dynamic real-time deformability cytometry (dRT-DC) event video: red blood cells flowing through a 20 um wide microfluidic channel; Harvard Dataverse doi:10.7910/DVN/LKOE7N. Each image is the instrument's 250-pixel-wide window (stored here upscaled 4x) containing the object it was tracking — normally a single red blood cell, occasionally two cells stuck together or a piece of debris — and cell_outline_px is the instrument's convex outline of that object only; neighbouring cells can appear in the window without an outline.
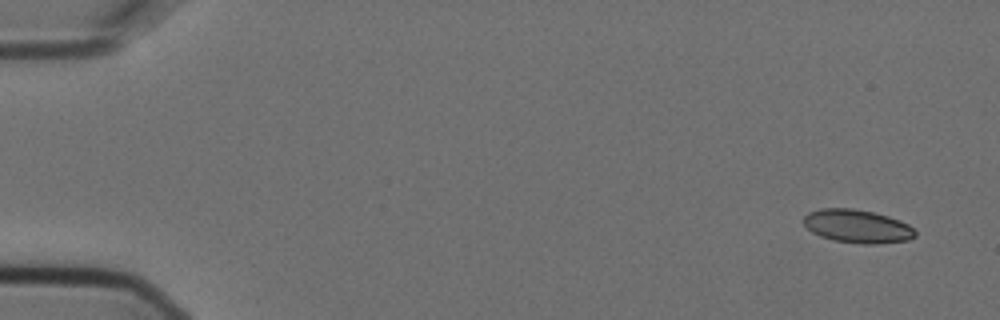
{"species": "Egyptian fruit bat (a non-hibernating species)", "species_latin": "Rousettus aegyptiacus", "temperature_condition": "cold", "stored_images_in_passage": 5, "camera_frame_rate_fps": 3000, "um_per_image_px": 0.085, "animal": {"sex": "female"}, "frame": {"image": 1, "passage_image": 1, "time_ms": 0.0, "image_size_px": [1000, 320], "cell_outline_px": [[916, 236], [908, 240], [876, 244], [860, 244], [832, 240], [820, 236], [812, 232], [804, 224], [804, 216], [808, 212], [820, 208], [852, 208], [872, 212], [888, 216], [900, 220], [908, 224], [916, 232]], "centroid_in_image_um": [72.86, 19.23], "position_along_channel_um": 12.1, "area_um2": 21.73}}
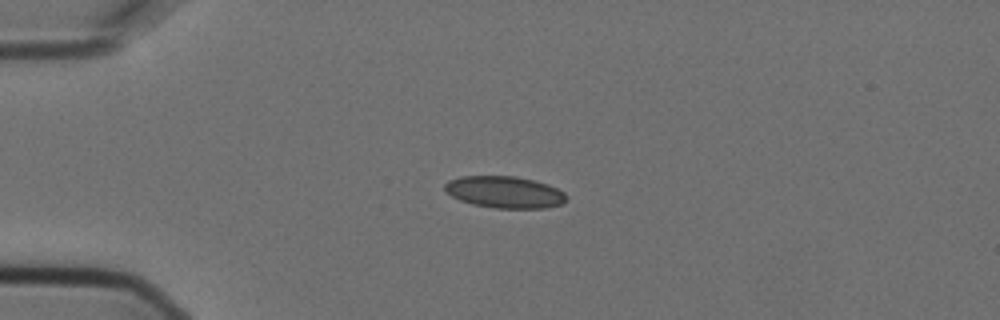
{"frame": {"image": 2, "passage_image": 4, "time_ms": 1.0, "image_size_px": [1000, 320], "cell_outline_px": [[568, 196], [564, 204], [544, 208], [496, 208], [472, 204], [460, 200], [452, 196], [444, 188], [444, 184], [448, 180], [460, 176], [516, 176], [548, 184], [564, 192]], "centroid_in_image_um": [42.91, 16.33], "position_along_channel_um": 42.1, "area_um2": 22.6}}
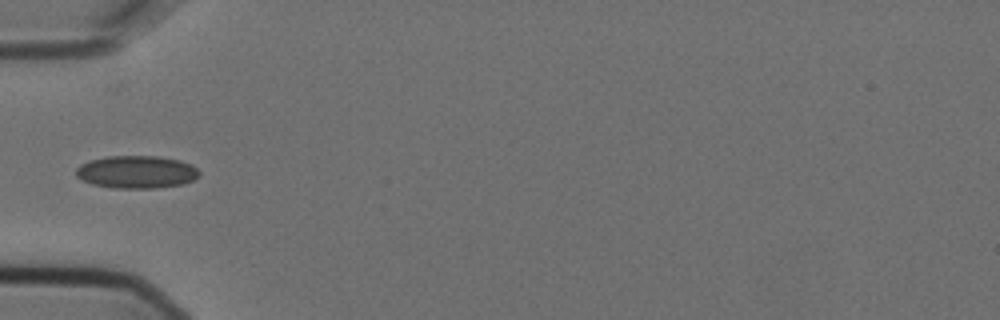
{"frame": {"image": 3, "passage_image": 5, "time_ms": 1.333, "image_size_px": [1000, 320], "cell_outline_px": [[200, 176], [184, 184], [156, 188], [112, 188], [92, 184], [76, 176], [76, 168], [80, 164], [88, 160], [108, 156], [160, 156], [180, 160], [192, 164], [200, 172]], "centroid_in_image_um": [11.62, 14.61], "position_along_channel_um": 73.4, "area_um2": 23.7}}